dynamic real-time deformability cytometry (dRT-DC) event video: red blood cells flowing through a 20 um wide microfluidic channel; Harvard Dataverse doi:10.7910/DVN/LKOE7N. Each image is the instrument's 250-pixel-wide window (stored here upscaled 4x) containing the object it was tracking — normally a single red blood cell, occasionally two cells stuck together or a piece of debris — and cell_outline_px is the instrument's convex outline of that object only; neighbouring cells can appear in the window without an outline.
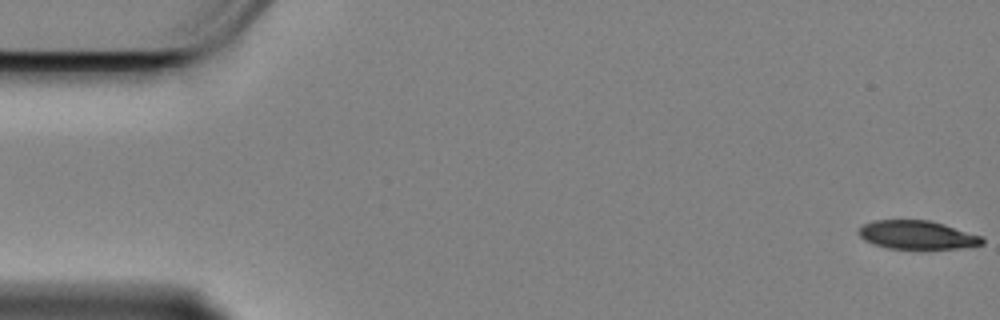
{"species": "Egyptian fruit bat (a non-hibernating species)", "species_latin": "Rousettus aegyptiacus", "temperature_condition": "cold", "stored_images_in_passage": 58, "camera_frame_rate_fps": 3000, "um_per_image_px": 0.085, "animal": {"sex": "female"}, "frame": {"image": 1, "passage_image": 1, "time_ms": 0.0, "image_size_px": [1000, 320], "cell_outline_px": [[984, 244], [960, 248], [888, 248], [872, 244], [864, 240], [856, 232], [864, 224], [876, 220], [928, 220], [944, 224], [984, 236]], "centroid_in_image_um": [77.97, 19.96], "position_along_channel_um": 7.0, "area_um2": 20.52}}
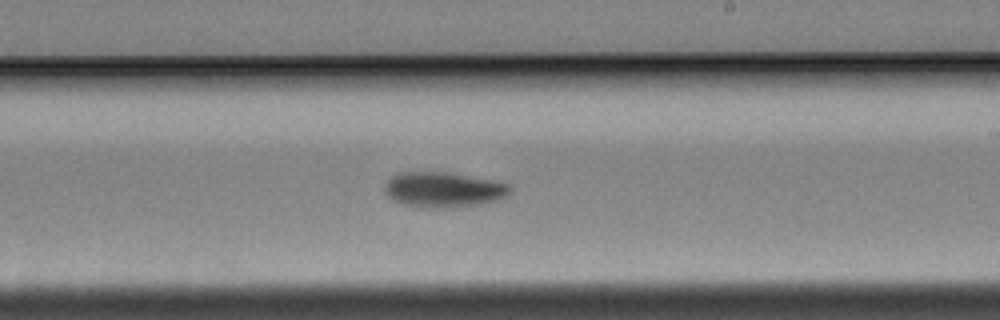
{"frame": {"image": 2, "passage_image": 34, "time_ms": 11.0, "image_size_px": [1000, 320], "cell_outline_px": [[512, 188], [500, 200], [484, 204], [444, 208], [420, 208], [400, 204], [392, 200], [388, 196], [384, 188], [384, 184], [392, 176], [400, 172], [448, 172], [492, 180], [508, 184]], "centroid_in_image_um": [37.66, 16.14], "position_along_channel_um": 251.3, "area_um2": 26.01}}
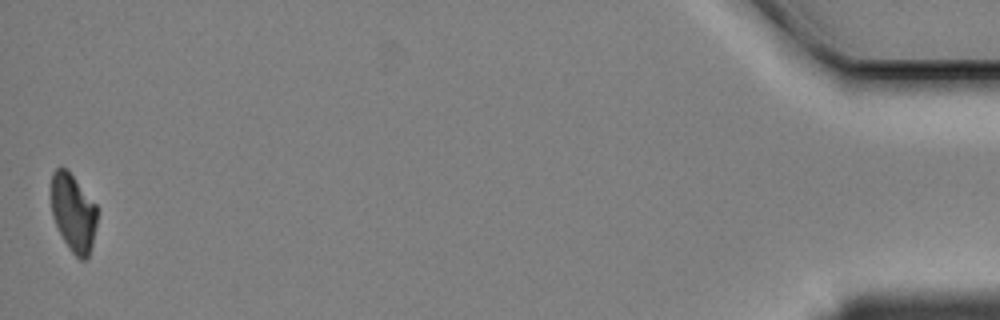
{"frame": {"image": 3, "passage_image": 58, "time_ms": 19.0, "image_size_px": [1000, 320], "cell_outline_px": [[96, 224], [92, 244], [88, 256], [84, 260], [80, 260], [68, 248], [52, 216], [52, 172], [56, 168], [64, 168], [72, 176], [96, 204]], "centroid_in_image_um": [6.23, 18.11], "position_along_channel_um": 429.0, "area_um2": 20.29}, "authors_computed_cell_mechanics": {"area_um2": 23.9581, "velocity_mm_per_s": 3.393, "shape_relaxation_time_tau1_ms": 2.8759, "shape_relaxation_time_tau2_ms": null, "deformation_change_tau1": 0.1141, "deformation_change_tau2": null}}